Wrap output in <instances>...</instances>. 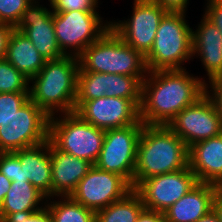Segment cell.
Returning <instances> with one entry per match:
<instances>
[{"label":"cell","mask_w":222,"mask_h":222,"mask_svg":"<svg viewBox=\"0 0 222 222\" xmlns=\"http://www.w3.org/2000/svg\"><path fill=\"white\" fill-rule=\"evenodd\" d=\"M205 82L186 69L148 71L142 82L140 120L144 125H168L205 94Z\"/></svg>","instance_id":"1"},{"label":"cell","mask_w":222,"mask_h":222,"mask_svg":"<svg viewBox=\"0 0 222 222\" xmlns=\"http://www.w3.org/2000/svg\"><path fill=\"white\" fill-rule=\"evenodd\" d=\"M189 148L167 125H144L137 145L134 189L156 175L188 167Z\"/></svg>","instance_id":"2"},{"label":"cell","mask_w":222,"mask_h":222,"mask_svg":"<svg viewBox=\"0 0 222 222\" xmlns=\"http://www.w3.org/2000/svg\"><path fill=\"white\" fill-rule=\"evenodd\" d=\"M79 59L64 56L45 61L44 67L31 80L30 99L49 117L75 112Z\"/></svg>","instance_id":"3"},{"label":"cell","mask_w":222,"mask_h":222,"mask_svg":"<svg viewBox=\"0 0 222 222\" xmlns=\"http://www.w3.org/2000/svg\"><path fill=\"white\" fill-rule=\"evenodd\" d=\"M86 72L147 76L145 56L126 44L111 27L78 57Z\"/></svg>","instance_id":"4"},{"label":"cell","mask_w":222,"mask_h":222,"mask_svg":"<svg viewBox=\"0 0 222 222\" xmlns=\"http://www.w3.org/2000/svg\"><path fill=\"white\" fill-rule=\"evenodd\" d=\"M185 13L168 11L161 19L152 48L145 55L148 71L185 69L181 65L193 59V29Z\"/></svg>","instance_id":"5"},{"label":"cell","mask_w":222,"mask_h":222,"mask_svg":"<svg viewBox=\"0 0 222 222\" xmlns=\"http://www.w3.org/2000/svg\"><path fill=\"white\" fill-rule=\"evenodd\" d=\"M57 115L56 118H49L48 140L58 150L95 165L103 146L105 130L84 121L75 112Z\"/></svg>","instance_id":"6"},{"label":"cell","mask_w":222,"mask_h":222,"mask_svg":"<svg viewBox=\"0 0 222 222\" xmlns=\"http://www.w3.org/2000/svg\"><path fill=\"white\" fill-rule=\"evenodd\" d=\"M53 25L62 53L75 57L110 28V22L105 24L96 10L53 11Z\"/></svg>","instance_id":"7"},{"label":"cell","mask_w":222,"mask_h":222,"mask_svg":"<svg viewBox=\"0 0 222 222\" xmlns=\"http://www.w3.org/2000/svg\"><path fill=\"white\" fill-rule=\"evenodd\" d=\"M49 116L31 99L0 123V153L34 147L48 141Z\"/></svg>","instance_id":"8"},{"label":"cell","mask_w":222,"mask_h":222,"mask_svg":"<svg viewBox=\"0 0 222 222\" xmlns=\"http://www.w3.org/2000/svg\"><path fill=\"white\" fill-rule=\"evenodd\" d=\"M144 124H133L105 131L98 168L124 177L134 189L137 145Z\"/></svg>","instance_id":"9"},{"label":"cell","mask_w":222,"mask_h":222,"mask_svg":"<svg viewBox=\"0 0 222 222\" xmlns=\"http://www.w3.org/2000/svg\"><path fill=\"white\" fill-rule=\"evenodd\" d=\"M140 105L137 99L107 97L75 101V113L84 121L102 130L144 124L140 120Z\"/></svg>","instance_id":"10"},{"label":"cell","mask_w":222,"mask_h":222,"mask_svg":"<svg viewBox=\"0 0 222 222\" xmlns=\"http://www.w3.org/2000/svg\"><path fill=\"white\" fill-rule=\"evenodd\" d=\"M131 18L110 21L111 29L144 56L151 50L163 16L168 12L152 0H134Z\"/></svg>","instance_id":"11"},{"label":"cell","mask_w":222,"mask_h":222,"mask_svg":"<svg viewBox=\"0 0 222 222\" xmlns=\"http://www.w3.org/2000/svg\"><path fill=\"white\" fill-rule=\"evenodd\" d=\"M132 190V185L121 175L92 165L70 197L97 212L122 199Z\"/></svg>","instance_id":"12"},{"label":"cell","mask_w":222,"mask_h":222,"mask_svg":"<svg viewBox=\"0 0 222 222\" xmlns=\"http://www.w3.org/2000/svg\"><path fill=\"white\" fill-rule=\"evenodd\" d=\"M167 126L188 148L222 133L221 116L206 93L194 104L179 112Z\"/></svg>","instance_id":"13"},{"label":"cell","mask_w":222,"mask_h":222,"mask_svg":"<svg viewBox=\"0 0 222 222\" xmlns=\"http://www.w3.org/2000/svg\"><path fill=\"white\" fill-rule=\"evenodd\" d=\"M197 183L195 174L188 166L143 180L134 190L140 195L145 209L165 212Z\"/></svg>","instance_id":"14"},{"label":"cell","mask_w":222,"mask_h":222,"mask_svg":"<svg viewBox=\"0 0 222 222\" xmlns=\"http://www.w3.org/2000/svg\"><path fill=\"white\" fill-rule=\"evenodd\" d=\"M37 1L33 0L23 11L14 29L24 33L46 61L62 58L65 55L56 41L53 10L37 4Z\"/></svg>","instance_id":"15"},{"label":"cell","mask_w":222,"mask_h":222,"mask_svg":"<svg viewBox=\"0 0 222 222\" xmlns=\"http://www.w3.org/2000/svg\"><path fill=\"white\" fill-rule=\"evenodd\" d=\"M188 166L198 182L222 183V133L189 147Z\"/></svg>","instance_id":"16"},{"label":"cell","mask_w":222,"mask_h":222,"mask_svg":"<svg viewBox=\"0 0 222 222\" xmlns=\"http://www.w3.org/2000/svg\"><path fill=\"white\" fill-rule=\"evenodd\" d=\"M52 169V197L70 196L92 164L81 158L58 150L50 142Z\"/></svg>","instance_id":"17"},{"label":"cell","mask_w":222,"mask_h":222,"mask_svg":"<svg viewBox=\"0 0 222 222\" xmlns=\"http://www.w3.org/2000/svg\"><path fill=\"white\" fill-rule=\"evenodd\" d=\"M218 186L198 182L186 195L165 212L167 222H197L213 210Z\"/></svg>","instance_id":"18"},{"label":"cell","mask_w":222,"mask_h":222,"mask_svg":"<svg viewBox=\"0 0 222 222\" xmlns=\"http://www.w3.org/2000/svg\"><path fill=\"white\" fill-rule=\"evenodd\" d=\"M198 28L192 31V54L200 56L208 79L222 76V34L204 16Z\"/></svg>","instance_id":"19"},{"label":"cell","mask_w":222,"mask_h":222,"mask_svg":"<svg viewBox=\"0 0 222 222\" xmlns=\"http://www.w3.org/2000/svg\"><path fill=\"white\" fill-rule=\"evenodd\" d=\"M22 166L23 179H27L47 198L52 197V169L50 141L14 151Z\"/></svg>","instance_id":"20"},{"label":"cell","mask_w":222,"mask_h":222,"mask_svg":"<svg viewBox=\"0 0 222 222\" xmlns=\"http://www.w3.org/2000/svg\"><path fill=\"white\" fill-rule=\"evenodd\" d=\"M5 59L30 82L44 67L46 61L26 35L15 29L9 37Z\"/></svg>","instance_id":"21"},{"label":"cell","mask_w":222,"mask_h":222,"mask_svg":"<svg viewBox=\"0 0 222 222\" xmlns=\"http://www.w3.org/2000/svg\"><path fill=\"white\" fill-rule=\"evenodd\" d=\"M45 200L47 197L29 181H12L11 188L0 206V221L15 212L38 211L43 208L38 205H42Z\"/></svg>","instance_id":"22"},{"label":"cell","mask_w":222,"mask_h":222,"mask_svg":"<svg viewBox=\"0 0 222 222\" xmlns=\"http://www.w3.org/2000/svg\"><path fill=\"white\" fill-rule=\"evenodd\" d=\"M140 195L133 189L122 199L96 212V222H136L144 209Z\"/></svg>","instance_id":"23"},{"label":"cell","mask_w":222,"mask_h":222,"mask_svg":"<svg viewBox=\"0 0 222 222\" xmlns=\"http://www.w3.org/2000/svg\"><path fill=\"white\" fill-rule=\"evenodd\" d=\"M145 77L102 73V85L105 96L137 99L141 103L142 82Z\"/></svg>","instance_id":"24"},{"label":"cell","mask_w":222,"mask_h":222,"mask_svg":"<svg viewBox=\"0 0 222 222\" xmlns=\"http://www.w3.org/2000/svg\"><path fill=\"white\" fill-rule=\"evenodd\" d=\"M60 201L46 200L53 222H96V212L84 207L70 196H59Z\"/></svg>","instance_id":"25"},{"label":"cell","mask_w":222,"mask_h":222,"mask_svg":"<svg viewBox=\"0 0 222 222\" xmlns=\"http://www.w3.org/2000/svg\"><path fill=\"white\" fill-rule=\"evenodd\" d=\"M105 96L102 73L86 72L79 68L75 101H89Z\"/></svg>","instance_id":"26"},{"label":"cell","mask_w":222,"mask_h":222,"mask_svg":"<svg viewBox=\"0 0 222 222\" xmlns=\"http://www.w3.org/2000/svg\"><path fill=\"white\" fill-rule=\"evenodd\" d=\"M30 81L6 59L0 60V93L30 92Z\"/></svg>","instance_id":"27"},{"label":"cell","mask_w":222,"mask_h":222,"mask_svg":"<svg viewBox=\"0 0 222 222\" xmlns=\"http://www.w3.org/2000/svg\"><path fill=\"white\" fill-rule=\"evenodd\" d=\"M30 100V92L0 93V123L13 116Z\"/></svg>","instance_id":"28"},{"label":"cell","mask_w":222,"mask_h":222,"mask_svg":"<svg viewBox=\"0 0 222 222\" xmlns=\"http://www.w3.org/2000/svg\"><path fill=\"white\" fill-rule=\"evenodd\" d=\"M33 0H0V22L15 26Z\"/></svg>","instance_id":"29"},{"label":"cell","mask_w":222,"mask_h":222,"mask_svg":"<svg viewBox=\"0 0 222 222\" xmlns=\"http://www.w3.org/2000/svg\"><path fill=\"white\" fill-rule=\"evenodd\" d=\"M19 157L14 152L0 153V173L10 181H28L23 179Z\"/></svg>","instance_id":"30"},{"label":"cell","mask_w":222,"mask_h":222,"mask_svg":"<svg viewBox=\"0 0 222 222\" xmlns=\"http://www.w3.org/2000/svg\"><path fill=\"white\" fill-rule=\"evenodd\" d=\"M38 211H22L8 214L1 222H53L46 205Z\"/></svg>","instance_id":"31"},{"label":"cell","mask_w":222,"mask_h":222,"mask_svg":"<svg viewBox=\"0 0 222 222\" xmlns=\"http://www.w3.org/2000/svg\"><path fill=\"white\" fill-rule=\"evenodd\" d=\"M54 12L73 10H97L98 0H48Z\"/></svg>","instance_id":"32"},{"label":"cell","mask_w":222,"mask_h":222,"mask_svg":"<svg viewBox=\"0 0 222 222\" xmlns=\"http://www.w3.org/2000/svg\"><path fill=\"white\" fill-rule=\"evenodd\" d=\"M208 82L209 84L205 83V93L212 100L222 119V76L214 77ZM207 88H211L210 91Z\"/></svg>","instance_id":"33"},{"label":"cell","mask_w":222,"mask_h":222,"mask_svg":"<svg viewBox=\"0 0 222 222\" xmlns=\"http://www.w3.org/2000/svg\"><path fill=\"white\" fill-rule=\"evenodd\" d=\"M207 2L203 16L215 25L222 34V0H207Z\"/></svg>","instance_id":"34"},{"label":"cell","mask_w":222,"mask_h":222,"mask_svg":"<svg viewBox=\"0 0 222 222\" xmlns=\"http://www.w3.org/2000/svg\"><path fill=\"white\" fill-rule=\"evenodd\" d=\"M14 26L0 22V60L5 59L9 37Z\"/></svg>","instance_id":"35"},{"label":"cell","mask_w":222,"mask_h":222,"mask_svg":"<svg viewBox=\"0 0 222 222\" xmlns=\"http://www.w3.org/2000/svg\"><path fill=\"white\" fill-rule=\"evenodd\" d=\"M167 11L186 12L189 0H152Z\"/></svg>","instance_id":"36"},{"label":"cell","mask_w":222,"mask_h":222,"mask_svg":"<svg viewBox=\"0 0 222 222\" xmlns=\"http://www.w3.org/2000/svg\"><path fill=\"white\" fill-rule=\"evenodd\" d=\"M136 222H167L164 212H158L148 209H143L138 215Z\"/></svg>","instance_id":"37"},{"label":"cell","mask_w":222,"mask_h":222,"mask_svg":"<svg viewBox=\"0 0 222 222\" xmlns=\"http://www.w3.org/2000/svg\"><path fill=\"white\" fill-rule=\"evenodd\" d=\"M12 181L0 173V206L2 205L8 190L11 188Z\"/></svg>","instance_id":"38"},{"label":"cell","mask_w":222,"mask_h":222,"mask_svg":"<svg viewBox=\"0 0 222 222\" xmlns=\"http://www.w3.org/2000/svg\"><path fill=\"white\" fill-rule=\"evenodd\" d=\"M213 211L217 215L220 222H222V196L217 193L213 201Z\"/></svg>","instance_id":"39"},{"label":"cell","mask_w":222,"mask_h":222,"mask_svg":"<svg viewBox=\"0 0 222 222\" xmlns=\"http://www.w3.org/2000/svg\"><path fill=\"white\" fill-rule=\"evenodd\" d=\"M197 222H220L217 215L212 210L209 214L205 215L201 219H199Z\"/></svg>","instance_id":"40"},{"label":"cell","mask_w":222,"mask_h":222,"mask_svg":"<svg viewBox=\"0 0 222 222\" xmlns=\"http://www.w3.org/2000/svg\"><path fill=\"white\" fill-rule=\"evenodd\" d=\"M218 193L222 196V183L218 186Z\"/></svg>","instance_id":"41"}]
</instances>
